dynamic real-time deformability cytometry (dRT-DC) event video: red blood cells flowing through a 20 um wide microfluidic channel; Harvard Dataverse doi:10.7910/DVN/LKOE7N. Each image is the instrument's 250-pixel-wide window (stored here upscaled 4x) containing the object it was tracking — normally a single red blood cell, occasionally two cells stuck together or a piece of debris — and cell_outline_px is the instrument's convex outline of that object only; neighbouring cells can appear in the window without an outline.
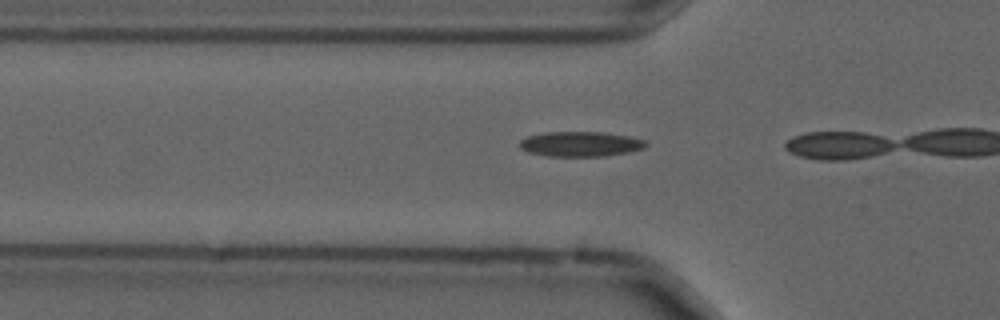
{"species": "common noctule bat (a hibernating species)", "species_latin": "Nyctalus noctula", "temperature_condition": "cold", "stored_images_in_passage": 4, "camera_frame_rate_fps": 3000, "um_per_image_px": 0.085, "animal": {"sex": "male", "forearm_length_mm": 52.5}, "frame": {"image": 1, "passage_image": 3, "time_ms": 0.667, "image_size_px": [1000, 320], "cell_outline_px": [[648, 144], [644, 148], [628, 152], [604, 156], [548, 156], [528, 152], [520, 148], [520, 140], [528, 136], [544, 132], [604, 132], [628, 136], [644, 140]], "centroid_in_image_um": [49.33, 12.24], "position_along_channel_um": 76.5, "area_um2": 18.32}}